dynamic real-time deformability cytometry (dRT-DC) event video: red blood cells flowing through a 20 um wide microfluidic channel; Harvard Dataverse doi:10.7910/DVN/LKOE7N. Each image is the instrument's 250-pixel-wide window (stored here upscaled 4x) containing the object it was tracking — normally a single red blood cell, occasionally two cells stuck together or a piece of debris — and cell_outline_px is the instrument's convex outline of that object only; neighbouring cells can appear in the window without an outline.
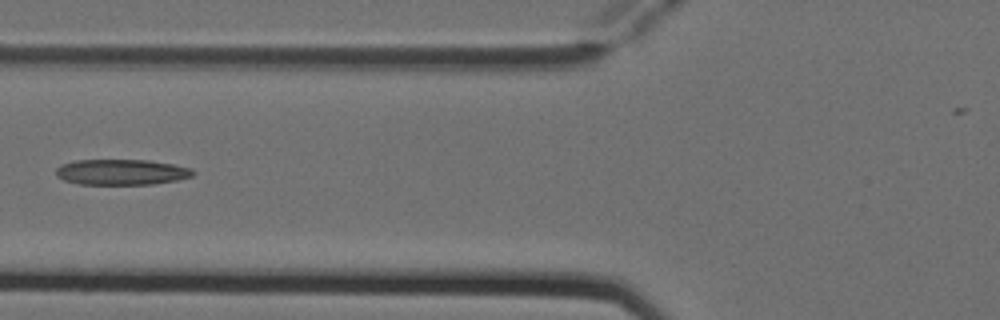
{"species": "Egyptian fruit bat (a non-hibernating species)", "species_latin": "Rousettus aegyptiacus", "temperature_condition": "cold", "stored_images_in_passage": 6, "camera_frame_rate_fps": 3000, "um_per_image_px": 0.085, "animal": {"sex": "female"}, "frame": {"image": 1, "passage_image": 5, "time_ms": 1.333, "image_size_px": [1000, 320], "cell_outline_px": [[196, 172], [192, 176], [176, 180], [152, 184], [80, 184], [64, 180], [56, 176], [56, 168], [60, 164], [76, 160], [148, 160], [172, 164], [192, 168]], "centroid_in_image_um": [10.31, 14.62], "position_along_channel_um": 115.5, "area_um2": 20.46}}
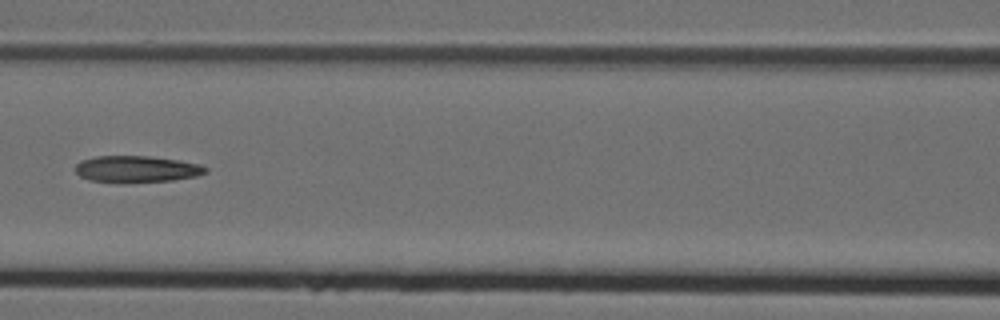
{"frame": {"image": 2, "passage_image": 6, "time_ms": 1.667, "image_size_px": [1000, 320], "cell_outline_px": [[208, 172], [196, 176], [172, 180], [124, 184], [88, 180], [80, 176], [76, 172], [76, 164], [80, 160], [96, 156], [148, 156], [176, 160], [200, 164], [208, 168]], "centroid_in_image_um": [11.58, 14.39], "position_along_channel_um": 155.0, "area_um2": 20.52}}